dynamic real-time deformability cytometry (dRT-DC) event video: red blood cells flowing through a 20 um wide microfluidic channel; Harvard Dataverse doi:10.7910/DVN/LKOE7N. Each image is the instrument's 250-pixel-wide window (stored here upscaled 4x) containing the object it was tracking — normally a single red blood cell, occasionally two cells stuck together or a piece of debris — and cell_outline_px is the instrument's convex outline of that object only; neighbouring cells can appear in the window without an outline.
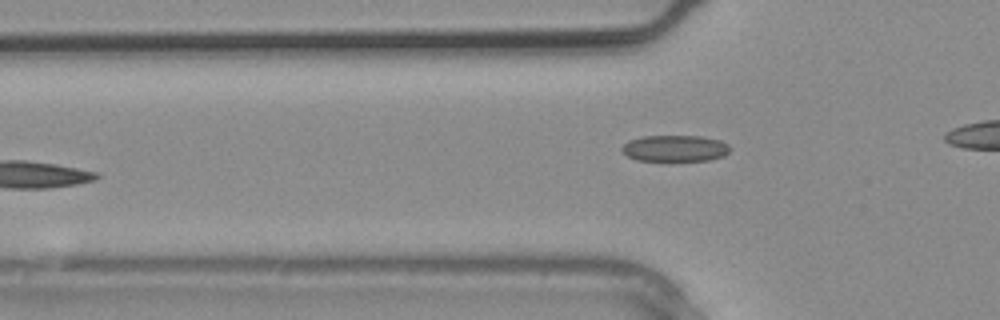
{"species": "common noctule bat (a hibernating species)", "species_latin": "Nyctalus noctula", "temperature_condition": "warm", "stored_images_in_passage": 11, "camera_frame_rate_fps": 3000, "um_per_image_px": 0.085, "animal": {"sex": "male", "body_mass_g": 20.4}, "frame": {"image": 1, "passage_image": 11, "time_ms": 3.333, "image_size_px": [1000, 320], "cell_outline_px": [[732, 148], [724, 156], [708, 160], [664, 164], [636, 160], [628, 156], [620, 148], [628, 140], [644, 136], [700, 136], [720, 140], [728, 144]], "centroid_in_image_um": [57.36, 12.66], "position_along_channel_um": 68.4, "area_um2": 17.57}}